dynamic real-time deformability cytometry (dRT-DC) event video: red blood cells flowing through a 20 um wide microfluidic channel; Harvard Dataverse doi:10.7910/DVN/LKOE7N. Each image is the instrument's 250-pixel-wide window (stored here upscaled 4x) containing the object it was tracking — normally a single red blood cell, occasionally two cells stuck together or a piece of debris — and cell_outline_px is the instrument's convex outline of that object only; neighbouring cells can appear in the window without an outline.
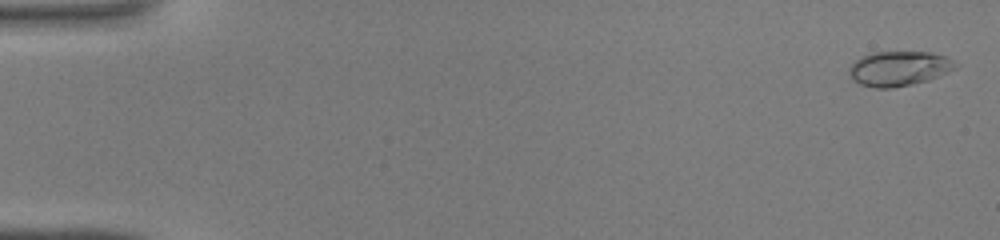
{"species": "common noctule bat (a hibernating species)", "species_latin": "Nyctalus noctula", "temperature_condition": "warm", "stored_images_in_passage": 13, "camera_frame_rate_fps": 3000, "um_per_image_px": 0.085, "animal": {"sex": "male", "body_mass_g": 19.0, "forearm_length_mm": 50.8}, "frame": {"image": 1, "passage_image": 1, "time_ms": 0.0, "image_size_px": [1000, 240], "cell_outline_px": [[960, 64], [956, 68], [948, 72], [928, 80], [912, 84], [892, 88], [876, 88], [860, 84], [852, 80], [848, 68], [860, 56], [872, 52], [928, 52], [944, 56]], "centroid_in_image_um": [76.4, 5.82], "position_along_channel_um": 8.6, "area_um2": 21.56}}